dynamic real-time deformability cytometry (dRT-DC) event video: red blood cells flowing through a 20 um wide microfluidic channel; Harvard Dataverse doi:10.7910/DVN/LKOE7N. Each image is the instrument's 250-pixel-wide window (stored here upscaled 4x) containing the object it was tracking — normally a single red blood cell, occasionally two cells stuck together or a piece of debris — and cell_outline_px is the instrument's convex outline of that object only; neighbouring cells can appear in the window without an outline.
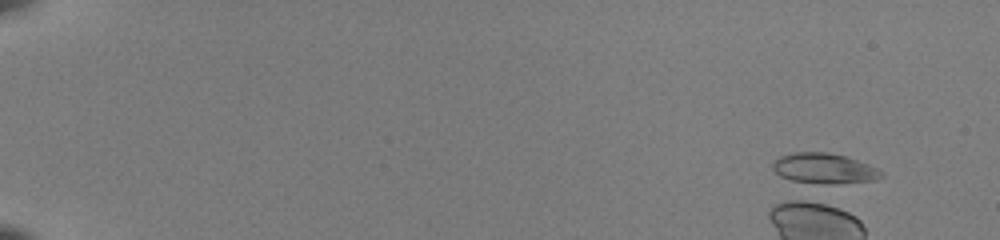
{"species": "common noctule bat (a hibernating species)", "species_latin": "Nyctalus noctula", "temperature_condition": "room temperature", "stored_images_in_passage": 4, "camera_frame_rate_fps": 3000, "um_per_image_px": 0.085, "animal": {"sex": "female", "body_mass_g": 22.0, "forearm_length_mm": 56.7}, "frame": {"image": 1, "passage_image": 4, "time_ms": 1.0, "image_size_px": [1000, 240], "cell_outline_px": [[884, 176], [876, 180], [836, 184], [800, 184], [780, 176], [772, 168], [772, 164], [780, 156], [792, 152], [828, 152], [848, 156], [868, 164], [884, 172]], "centroid_in_image_um": [70.05, 14.33], "position_along_channel_um": 14.9, "area_um2": 19.77}}